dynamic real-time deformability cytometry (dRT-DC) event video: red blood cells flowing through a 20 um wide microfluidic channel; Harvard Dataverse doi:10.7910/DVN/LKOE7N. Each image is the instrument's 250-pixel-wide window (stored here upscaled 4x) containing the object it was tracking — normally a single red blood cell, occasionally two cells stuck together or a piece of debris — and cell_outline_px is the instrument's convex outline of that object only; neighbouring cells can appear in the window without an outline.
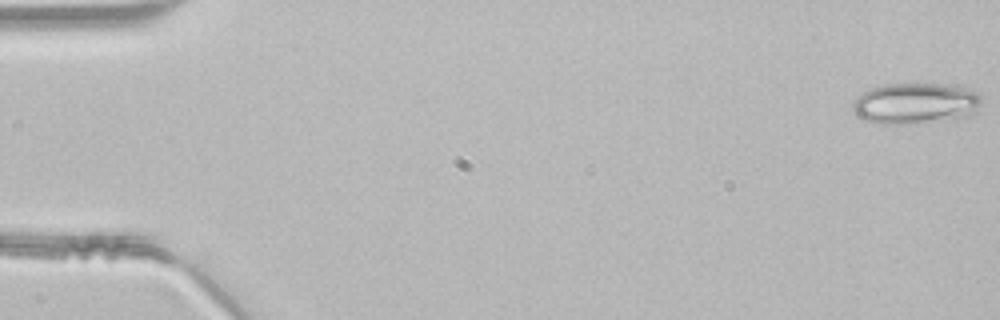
{"species": "common noctule bat (a hibernating species)", "species_latin": "Nyctalus noctula", "temperature_condition": "room temperature", "stored_images_in_passage": 48, "camera_frame_rate_fps": 3000, "um_per_image_px": 0.085, "animal": {"sex": "male", "body_mass_g": 21.5, "forearm_length_mm": 52.0}, "frame": {"image": 1, "passage_image": 1, "time_ms": 0.0, "image_size_px": [1000, 320], "cell_outline_px": [[980, 104], [976, 112], [968, 116], [956, 120], [920, 124], [876, 124], [864, 120], [856, 116], [852, 108], [852, 104], [856, 96], [860, 92], [868, 88], [884, 84], [956, 84], [980, 92]], "centroid_in_image_um": [77.82, 8.8], "position_along_channel_um": 7.2, "area_um2": 32.02}}
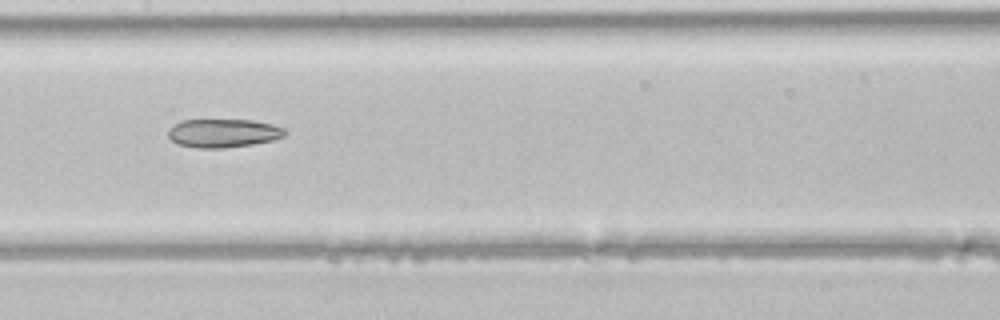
{"frame": {"image": 2, "passage_image": 24, "time_ms": 7.667, "image_size_px": [1000, 320], "cell_outline_px": [[288, 132], [284, 136], [272, 140], [252, 144], [224, 148], [196, 148], [176, 144], [168, 136], [168, 128], [172, 124], [180, 120], [252, 120], [272, 124], [284, 128]], "centroid_in_image_um": [18.94, 11.31], "position_along_channel_um": 188.5, "area_um2": 19.59}}
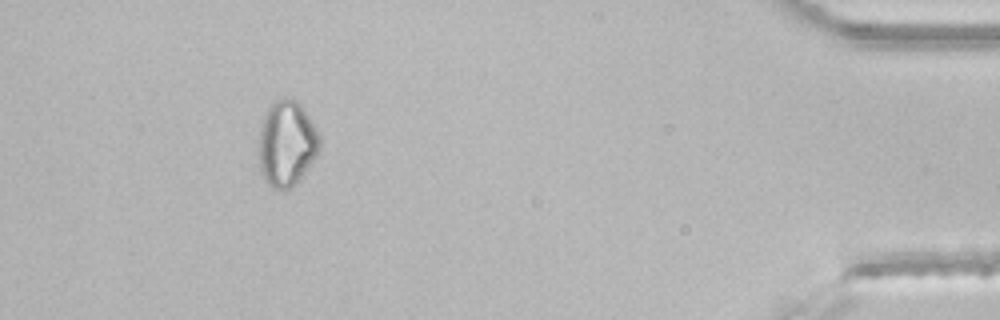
{"frame": {"image": 3, "passage_image": 44, "time_ms": 14.333, "image_size_px": [1000, 320], "cell_outline_px": [[320, 148], [316, 156], [300, 180], [296, 184], [284, 192], [272, 188], [264, 180], [260, 172], [260, 128], [264, 116], [268, 108], [280, 96], [284, 96], [296, 100], [304, 108], [316, 128], [320, 140]], "centroid_in_image_um": [24.38, 12.22], "position_along_channel_um": 410.8, "area_um2": 30.58}}